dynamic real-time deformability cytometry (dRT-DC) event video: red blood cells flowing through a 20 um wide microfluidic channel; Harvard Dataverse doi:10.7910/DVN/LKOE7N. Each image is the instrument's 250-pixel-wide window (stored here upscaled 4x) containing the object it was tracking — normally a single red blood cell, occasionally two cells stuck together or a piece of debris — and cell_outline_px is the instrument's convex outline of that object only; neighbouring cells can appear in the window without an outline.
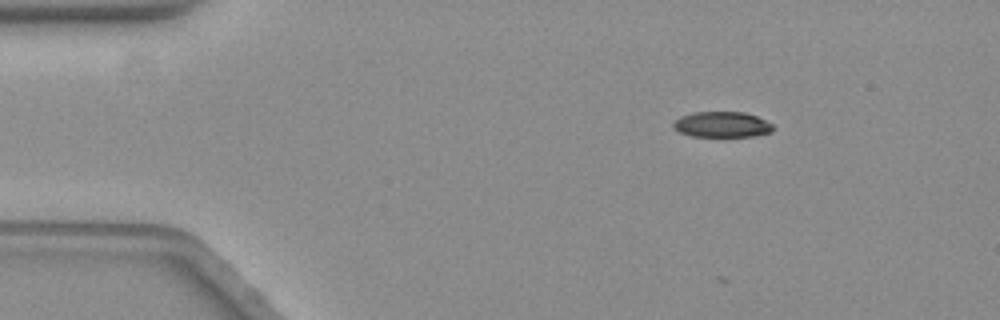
{"species": "common noctule bat (a hibernating species)", "species_latin": "Nyctalus noctula", "temperature_condition": "warm", "stored_images_in_passage": 11, "camera_frame_rate_fps": 3000, "um_per_image_px": 0.085, "animal": {"sex": "female", "body_mass_g": 19.3, "forearm_length_mm": 54.1}, "frame": {"image": 1, "passage_image": 1, "time_ms": 0.0, "image_size_px": [1000, 320], "cell_outline_px": [[772, 132], [752, 136], [692, 136], [680, 132], [672, 124], [680, 116], [692, 112], [744, 112], [756, 116], [772, 124]], "centroid_in_image_um": [61.36, 10.57], "position_along_channel_um": 23.6, "area_um2": 14.68}}
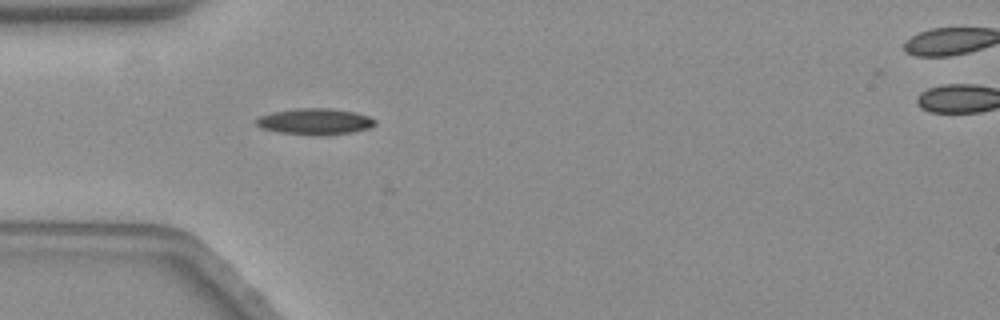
{"frame": {"image": 2, "passage_image": 10, "time_ms": 3.0, "image_size_px": [1000, 320], "cell_outline_px": [[376, 124], [368, 128], [352, 132], [320, 136], [316, 136], [280, 132], [260, 128], [256, 124], [256, 120], [260, 116], [272, 112], [296, 108], [332, 108], [356, 112], [368, 116], [376, 120]], "centroid_in_image_um": [26.78, 10.33], "position_along_channel_um": 58.2, "area_um2": 18.26}}